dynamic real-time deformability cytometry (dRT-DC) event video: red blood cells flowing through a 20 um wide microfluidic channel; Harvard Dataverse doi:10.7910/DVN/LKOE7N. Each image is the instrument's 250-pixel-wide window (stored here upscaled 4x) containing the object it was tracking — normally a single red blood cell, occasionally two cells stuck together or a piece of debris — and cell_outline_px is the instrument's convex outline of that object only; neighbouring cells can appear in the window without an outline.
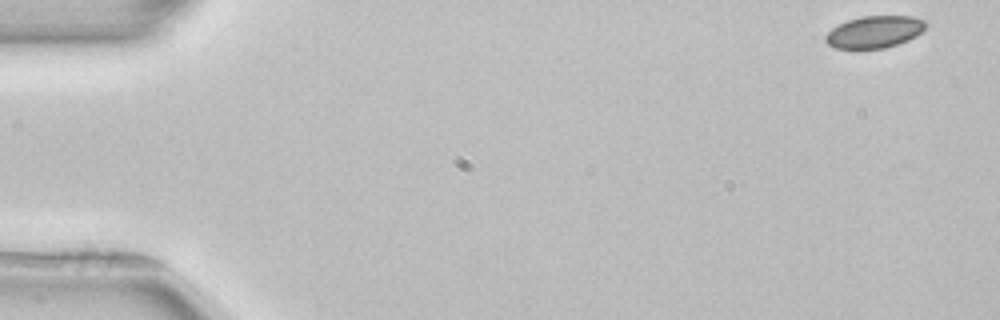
{"species": "common noctule bat (a hibernating species)", "species_latin": "Nyctalus noctula", "temperature_condition": "room temperature", "stored_images_in_passage": 52, "camera_frame_rate_fps": 3000, "um_per_image_px": 0.085, "animal": {"sex": "female", "body_mass_g": 22.7, "forearm_length_mm": 54.2}, "frame": {"image": 1, "passage_image": 1, "time_ms": 0.0, "image_size_px": [1000, 320], "cell_outline_px": [[924, 28], [916, 36], [908, 40], [884, 48], [836, 48], [828, 44], [824, 40], [824, 36], [832, 28], [848, 20], [860, 16], [912, 16], [924, 20]], "centroid_in_image_um": [74.3, 2.7], "position_along_channel_um": 10.7, "area_um2": 18.44}}
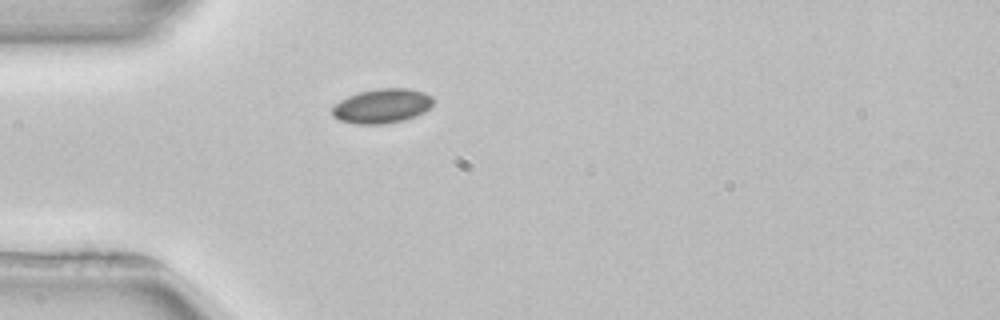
{"frame": {"image": 2, "passage_image": 14, "time_ms": 4.333, "image_size_px": [1000, 320], "cell_outline_px": [[432, 104], [424, 112], [416, 116], [404, 120], [384, 124], [356, 124], [340, 120], [332, 116], [332, 108], [340, 100], [348, 96], [360, 92], [376, 88], [408, 88], [424, 92], [432, 96]], "centroid_in_image_um": [32.47, 9.01], "position_along_channel_um": 52.5, "area_um2": 20.29}}
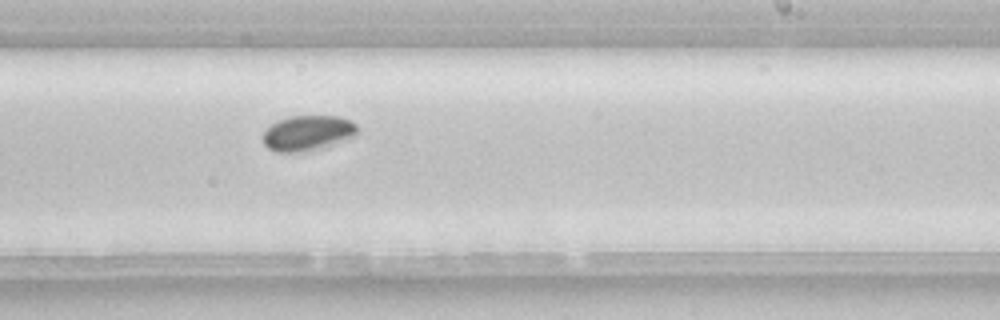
{"frame": {"image": 3, "passage_image": 31, "time_ms": 10.0, "image_size_px": [1000, 320], "cell_outline_px": [[356, 136], [320, 148], [304, 152], [276, 152], [268, 148], [264, 144], [260, 136], [276, 120], [288, 116], [340, 116], [356, 124]], "centroid_in_image_um": [26.1, 11.31], "position_along_channel_um": 262.9, "area_um2": 19.48}}